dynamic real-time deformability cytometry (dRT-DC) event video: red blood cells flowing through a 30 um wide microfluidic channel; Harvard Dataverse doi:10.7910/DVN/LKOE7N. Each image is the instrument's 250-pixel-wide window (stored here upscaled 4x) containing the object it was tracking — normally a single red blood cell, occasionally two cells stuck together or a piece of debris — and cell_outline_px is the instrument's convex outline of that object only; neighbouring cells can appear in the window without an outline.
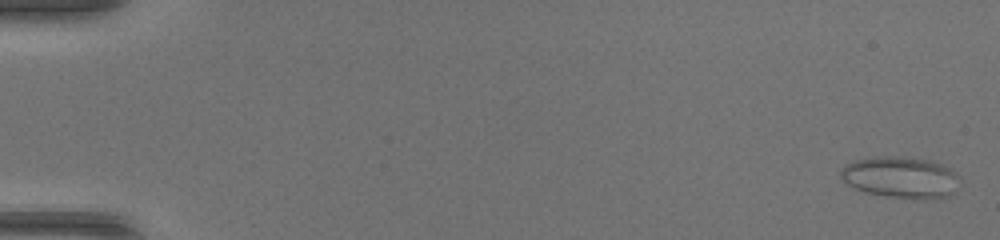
{"species": "common noctule bat (a hibernating species)", "species_latin": "Nyctalus noctula", "temperature_condition": "warm", "stored_images_in_passage": 44, "camera_frame_rate_fps": 3000, "um_per_image_px": 0.085, "animal": {"sex": "female", "body_mass_g": 17.0, "forearm_length_mm": 48.0}, "frame": {"image": 1, "passage_image": 2, "time_ms": 0.333, "image_size_px": [1000, 240], "cell_outline_px": [[960, 176], [956, 192], [948, 196], [924, 200], [916, 200], [888, 196], [868, 192], [856, 188], [848, 184], [840, 176], [840, 168], [844, 164], [852, 160], [880, 156], [908, 156], [932, 160], [956, 172]], "centroid_in_image_um": [76.59, 15.06], "position_along_channel_um": 8.4, "area_um2": 29.25}}
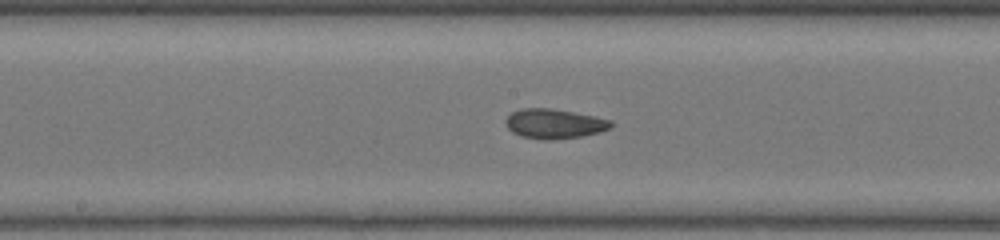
{"frame": {"image": 2, "passage_image": 28, "time_ms": 9.0, "image_size_px": [1000, 240], "cell_outline_px": [[612, 128], [600, 132], [580, 136], [552, 140], [544, 140], [520, 136], [512, 132], [508, 128], [504, 120], [512, 112], [520, 108], [548, 108], [572, 112], [612, 120]], "centroid_in_image_um": [47.09, 10.52], "position_along_channel_um": 201.1, "area_um2": 18.15}}
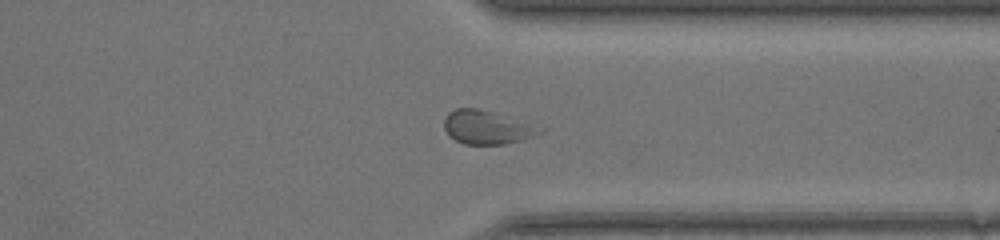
{"frame": {"image": 3, "passage_image": 40, "time_ms": 13.0, "image_size_px": [1000, 240], "cell_outline_px": [[544, 132], [520, 140], [504, 144], [464, 144], [448, 136], [444, 128], [444, 120], [448, 112], [456, 108], [476, 108], [492, 112], [544, 128]], "centroid_in_image_um": [41.34, 10.83], "position_along_channel_um": 370.1, "area_um2": 18.5}, "authors_computed_cell_mechanics": {"area_um2": 19.0162, "velocity_mm_per_s": 4.2407, "shape_relaxation_time_tau1_ms": 3.231, "shape_relaxation_time_tau2_ms": 1.6807, "deformation_change_tau1": 0.1059, "deformation_change_tau2": 0.0787}}